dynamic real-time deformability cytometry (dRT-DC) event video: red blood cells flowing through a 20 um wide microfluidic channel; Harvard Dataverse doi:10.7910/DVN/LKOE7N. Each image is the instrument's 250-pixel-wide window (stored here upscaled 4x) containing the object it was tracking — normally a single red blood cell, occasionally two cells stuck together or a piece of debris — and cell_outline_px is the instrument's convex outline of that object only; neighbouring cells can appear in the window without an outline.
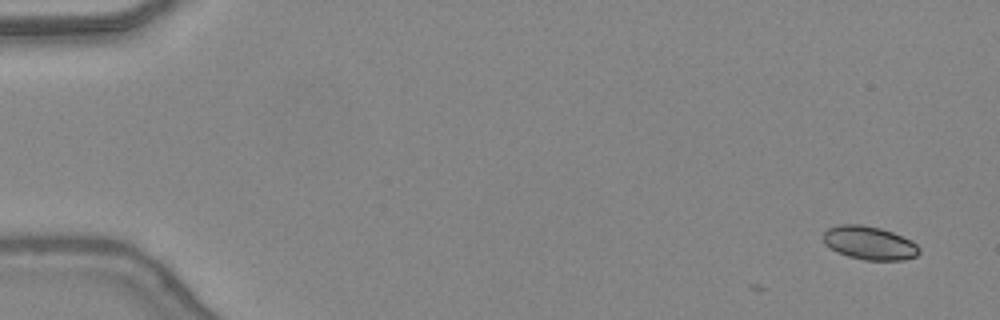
{"species": "common noctule bat (a hibernating species)", "species_latin": "Nyctalus noctula", "temperature_condition": "warm", "stored_images_in_passage": 4, "camera_frame_rate_fps": 3000, "um_per_image_px": 0.085, "animal": {"sex": "female", "body_mass_g": 24.6, "forearm_length_mm": 56.2}, "frame": {"image": 1, "passage_image": 1, "time_ms": 0.0, "image_size_px": [1000, 320], "cell_outline_px": [[920, 252], [916, 256], [904, 260], [864, 260], [848, 256], [836, 252], [824, 244], [824, 232], [828, 228], [840, 224], [860, 224], [880, 228], [892, 232], [912, 240], [920, 248]], "centroid_in_image_um": [73.9, 20.65], "position_along_channel_um": 11.1, "area_um2": 18.79}}